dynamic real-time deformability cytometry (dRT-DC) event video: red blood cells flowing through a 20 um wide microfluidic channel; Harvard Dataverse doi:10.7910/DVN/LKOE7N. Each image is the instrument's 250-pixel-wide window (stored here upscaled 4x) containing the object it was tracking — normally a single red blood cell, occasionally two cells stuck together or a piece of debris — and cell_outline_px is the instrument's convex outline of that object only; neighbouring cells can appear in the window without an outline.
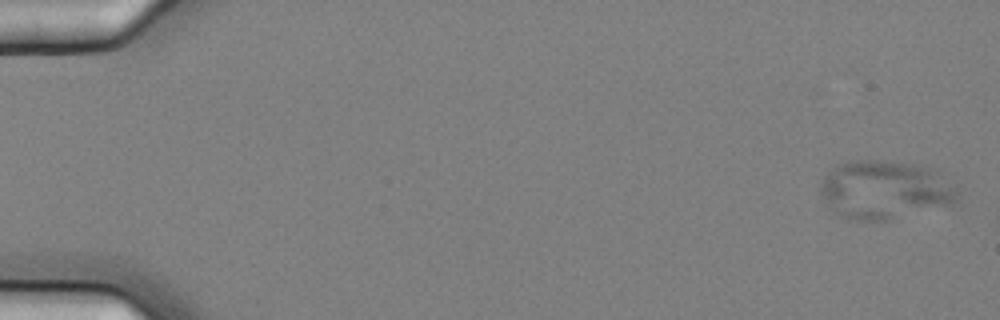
{"species": "common noctule bat (a hibernating species)", "species_latin": "Nyctalus noctula", "temperature_condition": "cold", "stored_images_in_passage": 3, "camera_frame_rate_fps": 3000, "um_per_image_px": 0.085, "animal": {"sex": "female", "body_mass_g": 25.1}, "frame": {"image": 1, "passage_image": 1, "time_ms": 0.0, "image_size_px": [1000, 320], "cell_outline_px": [[960, 200], [948, 204], [888, 220], [856, 220], [844, 216], [836, 212], [824, 196], [820, 188], [824, 176], [836, 164], [848, 160], [880, 160], [916, 164], [928, 168], [956, 192], [960, 196]], "centroid_in_image_um": [75.13, 16.11], "position_along_channel_um": 9.9, "area_um2": 45.2}}